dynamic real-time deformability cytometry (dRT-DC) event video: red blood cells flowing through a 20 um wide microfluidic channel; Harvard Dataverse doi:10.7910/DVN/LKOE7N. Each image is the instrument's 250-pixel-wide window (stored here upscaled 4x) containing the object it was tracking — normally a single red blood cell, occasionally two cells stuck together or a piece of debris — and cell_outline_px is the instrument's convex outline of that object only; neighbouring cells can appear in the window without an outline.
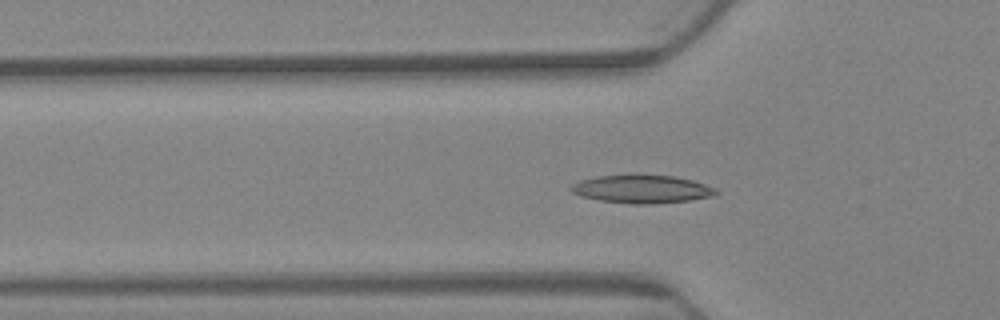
{"species": "Egyptian fruit bat (a non-hibernating species)", "species_latin": "Rousettus aegyptiacus", "temperature_condition": "warm", "stored_images_in_passage": 37, "camera_frame_rate_fps": 3000, "um_per_image_px": 0.085, "animal": {"sex": "female"}, "frame": {"image": 1, "passage_image": 20, "time_ms": 6.333, "image_size_px": [1000, 320], "cell_outline_px": [[720, 192], [716, 196], [692, 200], [656, 204], [628, 204], [600, 200], [580, 196], [572, 192], [568, 188], [572, 184], [580, 180], [596, 176], [672, 176], [692, 180], [716, 188]], "centroid_in_image_um": [54.59, 16.1], "position_along_channel_um": 71.2, "area_um2": 23.7}}
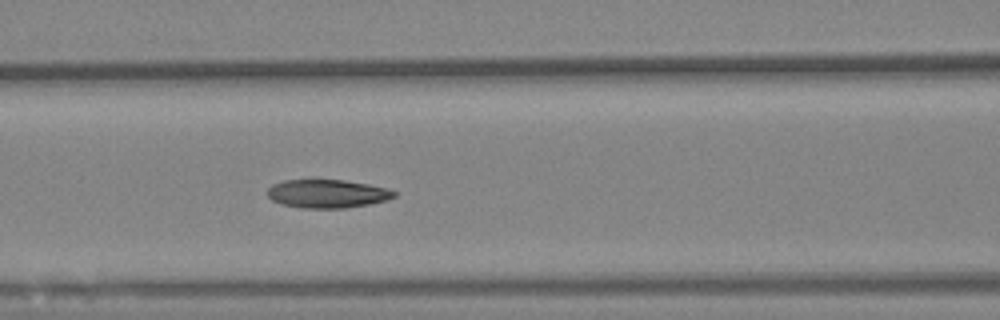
{"frame": {"image": 2, "passage_image": 26, "time_ms": 8.333, "image_size_px": [1000, 320], "cell_outline_px": [[396, 196], [388, 200], [372, 204], [348, 208], [300, 208], [280, 204], [272, 200], [268, 196], [268, 188], [272, 184], [284, 180], [344, 180], [368, 184], [388, 188], [396, 192]], "centroid_in_image_um": [27.84, 16.47], "position_along_channel_um": 138.8, "area_um2": 21.21}}
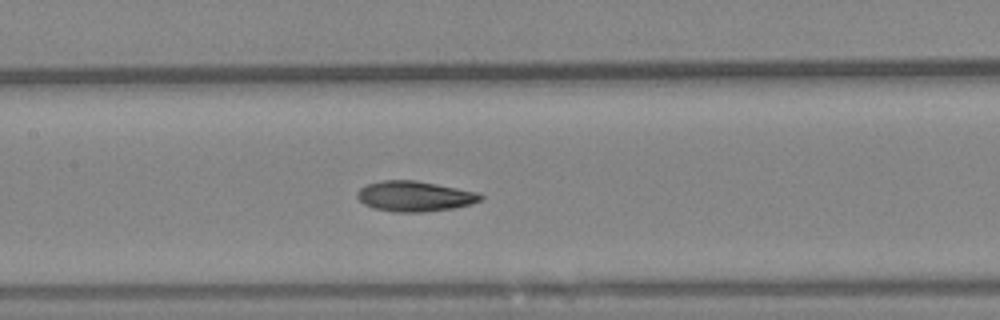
{"frame": {"image": 3, "passage_image": 29, "time_ms": 9.333, "image_size_px": [1000, 320], "cell_outline_px": [[484, 200], [472, 204], [456, 208], [428, 212], [392, 212], [372, 208], [364, 204], [356, 196], [356, 192], [364, 184], [380, 180], [416, 180], [480, 192], [484, 196]], "centroid_in_image_um": [35.27, 16.68], "position_along_channel_um": 172.1, "area_um2": 22.43}}